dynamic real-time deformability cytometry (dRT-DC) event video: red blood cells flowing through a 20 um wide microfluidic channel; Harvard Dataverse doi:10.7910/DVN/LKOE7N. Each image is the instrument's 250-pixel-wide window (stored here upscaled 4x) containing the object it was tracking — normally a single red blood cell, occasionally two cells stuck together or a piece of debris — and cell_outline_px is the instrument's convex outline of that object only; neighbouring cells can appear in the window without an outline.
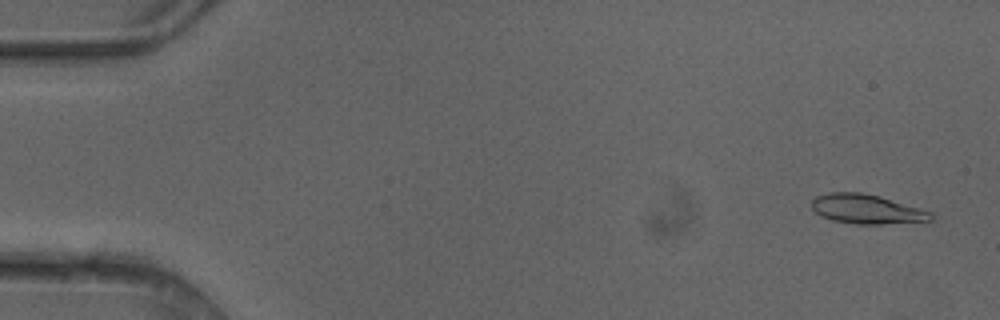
{"species": "common noctule bat (a hibernating species)", "species_latin": "Nyctalus noctula", "temperature_condition": "cold", "stored_images_in_passage": 4, "camera_frame_rate_fps": 3000, "um_per_image_px": 0.085, "animal": {"sex": "female"}, "frame": {"image": 1, "passage_image": 1, "time_ms": 0.0, "image_size_px": [1000, 320], "cell_outline_px": [[932, 220], [880, 224], [856, 224], [832, 220], [820, 216], [812, 208], [812, 200], [816, 196], [832, 192], [860, 192], [880, 196], [932, 212]], "centroid_in_image_um": [73.63, 17.77], "position_along_channel_um": 11.4, "area_um2": 20.23}}